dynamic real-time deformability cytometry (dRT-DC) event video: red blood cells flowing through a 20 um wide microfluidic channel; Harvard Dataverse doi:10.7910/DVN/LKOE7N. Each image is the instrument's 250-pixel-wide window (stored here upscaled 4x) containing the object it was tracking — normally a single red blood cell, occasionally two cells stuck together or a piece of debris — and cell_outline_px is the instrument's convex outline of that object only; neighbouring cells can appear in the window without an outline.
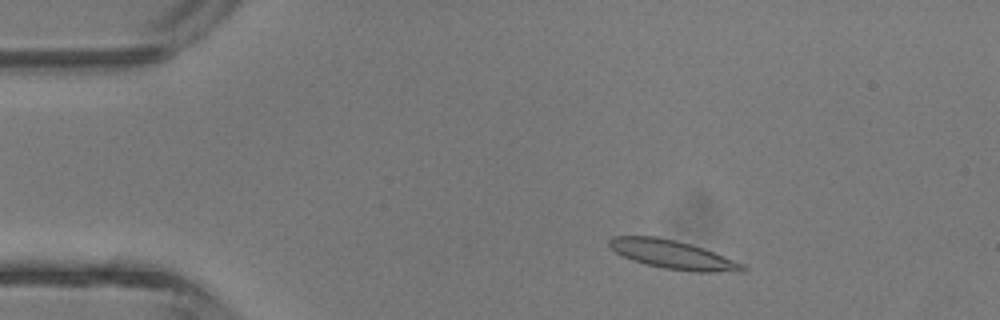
{"species": "common noctule bat (a hibernating species)", "species_latin": "Nyctalus noctula", "temperature_condition": "room temperature", "stored_images_in_passage": 4, "camera_frame_rate_fps": 3000, "um_per_image_px": 0.085, "animal": {"sex": "male", "body_mass_g": 13.3}, "frame": {"image": 1, "passage_image": 2, "time_ms": 1.0, "image_size_px": [1000, 320], "cell_outline_px": [[748, 268], [744, 272], [692, 272], [664, 268], [632, 260], [616, 252], [608, 244], [608, 240], [612, 236], [656, 236], [676, 240], [692, 244], [704, 248], [744, 264]], "centroid_in_image_um": [57.23, 21.64], "position_along_channel_um": 27.8, "area_um2": 22.31}}
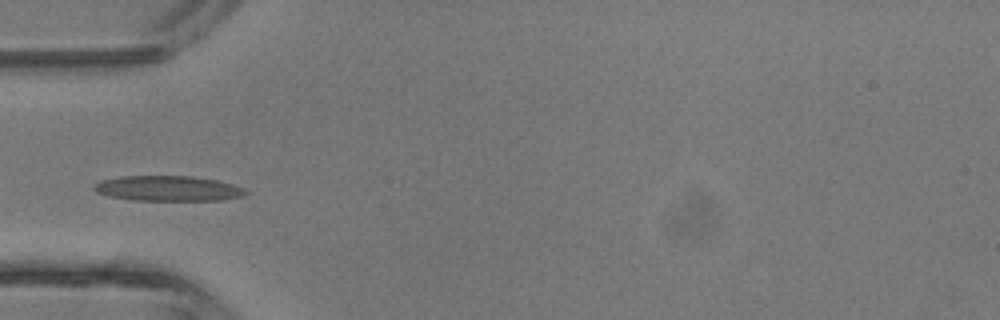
{"frame": {"image": 2, "passage_image": 4, "time_ms": 3.333, "image_size_px": [1000, 320], "cell_outline_px": [[248, 192], [244, 196], [224, 200], [132, 200], [108, 196], [96, 192], [92, 188], [92, 184], [100, 180], [120, 176], [192, 176], [216, 180], [232, 184], [244, 188]], "centroid_in_image_um": [14.25, 16.01], "position_along_channel_um": 70.8, "area_um2": 22.48}}